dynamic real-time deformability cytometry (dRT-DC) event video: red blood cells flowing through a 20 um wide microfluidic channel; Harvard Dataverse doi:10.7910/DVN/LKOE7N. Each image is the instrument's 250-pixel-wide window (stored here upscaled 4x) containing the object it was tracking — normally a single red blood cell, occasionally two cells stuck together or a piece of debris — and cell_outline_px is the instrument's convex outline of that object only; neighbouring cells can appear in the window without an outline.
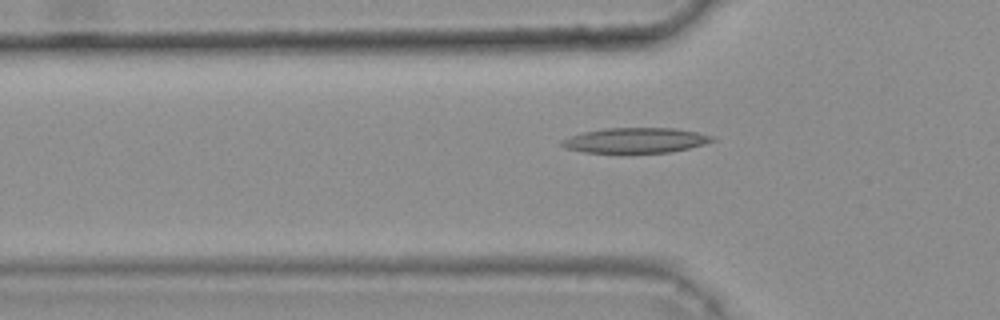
{"species": "common noctule bat (a hibernating species)", "species_latin": "Nyctalus noctula", "temperature_condition": "warm", "stored_images_in_passage": 47, "camera_frame_rate_fps": 3000, "um_per_image_px": 0.085, "animal": {"sex": "female", "body_mass_g": 25.1}, "frame": {"image": 1, "passage_image": 17, "time_ms": 5.333, "image_size_px": [1000, 320], "cell_outline_px": [[716, 140], [704, 144], [672, 152], [620, 156], [584, 152], [564, 148], [560, 144], [560, 140], [584, 132], [604, 128], [676, 128], [716, 136]], "centroid_in_image_um": [54.0, 11.98], "position_along_channel_um": 71.8, "area_um2": 23.24}}
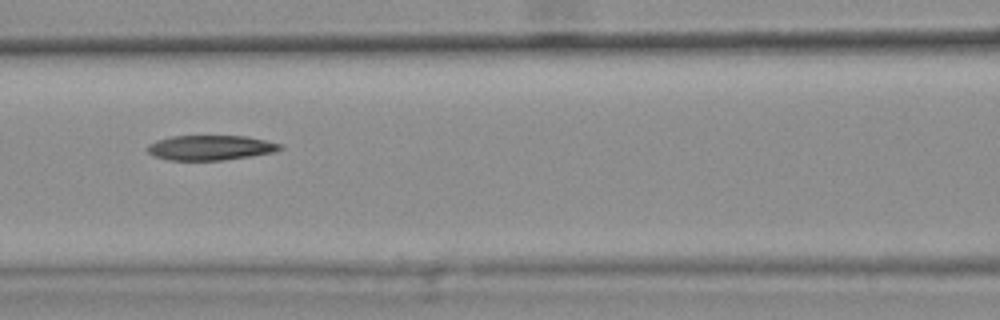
{"frame": {"image": 2, "passage_image": 23, "time_ms": 7.333, "image_size_px": [1000, 320], "cell_outline_px": [[284, 148], [272, 152], [224, 160], [168, 160], [152, 156], [144, 148], [148, 144], [156, 140], [172, 136], [248, 136], [284, 144]], "centroid_in_image_um": [17.85, 12.55], "position_along_channel_um": 148.7, "area_um2": 19.42}}
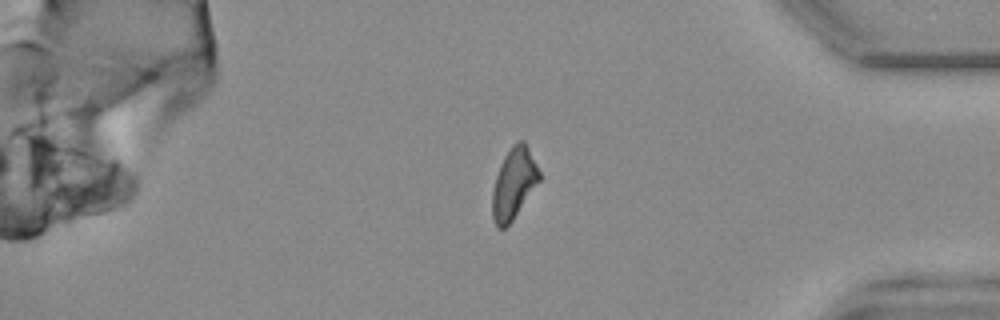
{"frame": {"image": 3, "passage_image": 44, "time_ms": 14.333, "image_size_px": [1000, 320], "cell_outline_px": [[540, 180], [512, 220], [504, 228], [496, 228], [492, 216], [492, 192], [496, 176], [500, 164], [504, 156], [512, 144], [516, 140], [524, 140], [540, 172]], "centroid_in_image_um": [43.65, 15.58], "position_along_channel_um": 391.5, "area_um2": 19.25}}